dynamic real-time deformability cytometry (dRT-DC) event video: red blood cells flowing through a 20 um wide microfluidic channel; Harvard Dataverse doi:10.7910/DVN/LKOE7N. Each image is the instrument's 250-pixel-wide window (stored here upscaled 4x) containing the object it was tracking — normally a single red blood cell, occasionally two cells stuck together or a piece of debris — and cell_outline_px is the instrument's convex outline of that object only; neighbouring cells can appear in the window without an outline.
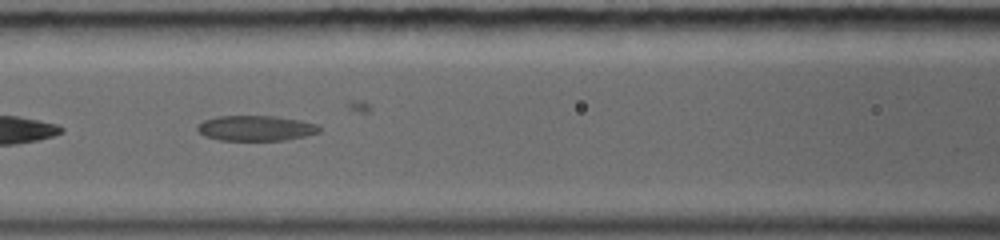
{"species": "common noctule bat (a hibernating species)", "species_latin": "Nyctalus noctula", "temperature_condition": "warm", "stored_images_in_passage": 22, "camera_frame_rate_fps": 5000, "um_per_image_px": 0.085, "animal": {"sex": "female", "body_mass_g": 19.0, "forearm_length_mm": 56.7}, "frame": {"image": 1, "passage_image": 5, "time_ms": 2.4, "image_size_px": [1000, 240], "cell_outline_px": [[320, 132], [304, 136], [284, 140], [220, 140], [204, 136], [196, 128], [204, 120], [216, 116], [276, 116], [300, 120], [316, 124], [320, 128]], "centroid_in_image_um": [21.74, 10.89], "position_along_channel_um": 144.9, "area_um2": 17.86}}
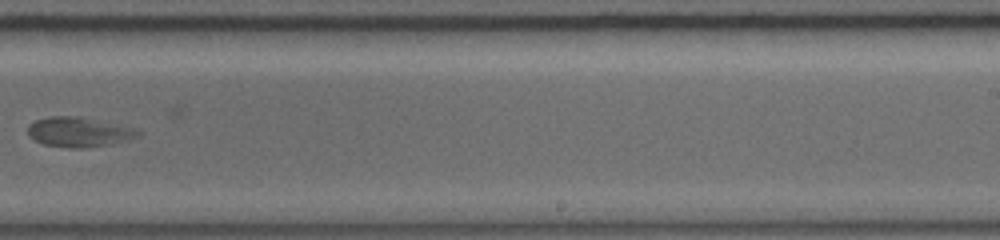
{"frame": {"image": 2, "passage_image": 11, "time_ms": 5.8, "image_size_px": [1000, 240], "cell_outline_px": [[140, 136], [112, 144], [84, 148], [72, 148], [44, 144], [28, 136], [28, 124], [36, 120], [48, 116], [80, 116], [140, 128]], "centroid_in_image_um": [6.75, 11.21], "position_along_channel_um": 282.2, "area_um2": 19.42}}
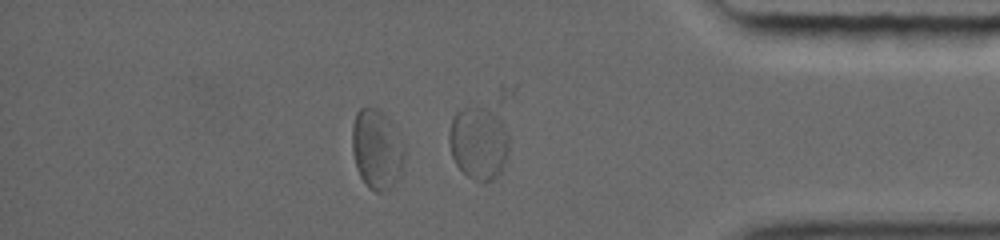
{"frame": {"image": 3, "passage_image": 17, "time_ms": 9.0, "image_size_px": [1000, 240], "cell_outline_px": [[508, 152], [504, 168], [492, 180], [476, 180], [468, 176], [456, 164], [452, 156], [448, 140], [448, 132], [452, 116], [456, 112], [464, 108], [492, 108], [504, 124], [508, 136]], "centroid_in_image_um": [40.68, 12.12], "position_along_channel_um": 394.5, "area_um2": 25.55}}